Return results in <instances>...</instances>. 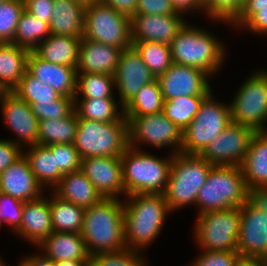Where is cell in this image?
Here are the masks:
<instances>
[{"label":"cell","mask_w":267,"mask_h":266,"mask_svg":"<svg viewBox=\"0 0 267 266\" xmlns=\"http://www.w3.org/2000/svg\"><path fill=\"white\" fill-rule=\"evenodd\" d=\"M78 127V117L73 110L67 117L39 121L38 144L74 143Z\"/></svg>","instance_id":"1f68e13d"},{"label":"cell","mask_w":267,"mask_h":266,"mask_svg":"<svg viewBox=\"0 0 267 266\" xmlns=\"http://www.w3.org/2000/svg\"><path fill=\"white\" fill-rule=\"evenodd\" d=\"M31 110L39 121L67 117L74 110V98L59 96L53 103H32Z\"/></svg>","instance_id":"ee69618b"},{"label":"cell","mask_w":267,"mask_h":266,"mask_svg":"<svg viewBox=\"0 0 267 266\" xmlns=\"http://www.w3.org/2000/svg\"><path fill=\"white\" fill-rule=\"evenodd\" d=\"M29 50L13 43H0V81L11 92L27 70Z\"/></svg>","instance_id":"f546056e"},{"label":"cell","mask_w":267,"mask_h":266,"mask_svg":"<svg viewBox=\"0 0 267 266\" xmlns=\"http://www.w3.org/2000/svg\"><path fill=\"white\" fill-rule=\"evenodd\" d=\"M83 37L121 50L129 48L131 18L102 2L87 5Z\"/></svg>","instance_id":"8fae6325"},{"label":"cell","mask_w":267,"mask_h":266,"mask_svg":"<svg viewBox=\"0 0 267 266\" xmlns=\"http://www.w3.org/2000/svg\"><path fill=\"white\" fill-rule=\"evenodd\" d=\"M2 224H3V223H2V221H1V216H0V227H1Z\"/></svg>","instance_id":"be15d7a7"},{"label":"cell","mask_w":267,"mask_h":266,"mask_svg":"<svg viewBox=\"0 0 267 266\" xmlns=\"http://www.w3.org/2000/svg\"><path fill=\"white\" fill-rule=\"evenodd\" d=\"M247 201L255 209L267 213V187L248 188Z\"/></svg>","instance_id":"816d5d0a"},{"label":"cell","mask_w":267,"mask_h":266,"mask_svg":"<svg viewBox=\"0 0 267 266\" xmlns=\"http://www.w3.org/2000/svg\"><path fill=\"white\" fill-rule=\"evenodd\" d=\"M217 38L212 32L186 22L170 44L172 62L199 68L212 77L222 68L227 54Z\"/></svg>","instance_id":"3957f363"},{"label":"cell","mask_w":267,"mask_h":266,"mask_svg":"<svg viewBox=\"0 0 267 266\" xmlns=\"http://www.w3.org/2000/svg\"><path fill=\"white\" fill-rule=\"evenodd\" d=\"M55 154L56 167L65 175L81 169V157L74 143L48 145Z\"/></svg>","instance_id":"f6af8a7d"},{"label":"cell","mask_w":267,"mask_h":266,"mask_svg":"<svg viewBox=\"0 0 267 266\" xmlns=\"http://www.w3.org/2000/svg\"><path fill=\"white\" fill-rule=\"evenodd\" d=\"M52 190L62 200L85 209L104 198L81 170L63 175Z\"/></svg>","instance_id":"484cf974"},{"label":"cell","mask_w":267,"mask_h":266,"mask_svg":"<svg viewBox=\"0 0 267 266\" xmlns=\"http://www.w3.org/2000/svg\"><path fill=\"white\" fill-rule=\"evenodd\" d=\"M25 10L47 23L52 18L54 0H24Z\"/></svg>","instance_id":"f907efd6"},{"label":"cell","mask_w":267,"mask_h":266,"mask_svg":"<svg viewBox=\"0 0 267 266\" xmlns=\"http://www.w3.org/2000/svg\"><path fill=\"white\" fill-rule=\"evenodd\" d=\"M171 0H138L136 14L166 15L176 14Z\"/></svg>","instance_id":"c3c4849f"},{"label":"cell","mask_w":267,"mask_h":266,"mask_svg":"<svg viewBox=\"0 0 267 266\" xmlns=\"http://www.w3.org/2000/svg\"><path fill=\"white\" fill-rule=\"evenodd\" d=\"M209 0H199V2L204 6Z\"/></svg>","instance_id":"94428289"},{"label":"cell","mask_w":267,"mask_h":266,"mask_svg":"<svg viewBox=\"0 0 267 266\" xmlns=\"http://www.w3.org/2000/svg\"><path fill=\"white\" fill-rule=\"evenodd\" d=\"M122 50L115 46L91 41L85 37L79 46L77 73H102L114 75Z\"/></svg>","instance_id":"603a6c76"},{"label":"cell","mask_w":267,"mask_h":266,"mask_svg":"<svg viewBox=\"0 0 267 266\" xmlns=\"http://www.w3.org/2000/svg\"><path fill=\"white\" fill-rule=\"evenodd\" d=\"M173 156L159 158L140 148L128 146L121 156L126 196L139 193L164 194Z\"/></svg>","instance_id":"277c9868"},{"label":"cell","mask_w":267,"mask_h":266,"mask_svg":"<svg viewBox=\"0 0 267 266\" xmlns=\"http://www.w3.org/2000/svg\"><path fill=\"white\" fill-rule=\"evenodd\" d=\"M124 239L130 250L142 252L160 235L171 209L164 194L139 193L124 198Z\"/></svg>","instance_id":"6da1fadb"},{"label":"cell","mask_w":267,"mask_h":266,"mask_svg":"<svg viewBox=\"0 0 267 266\" xmlns=\"http://www.w3.org/2000/svg\"><path fill=\"white\" fill-rule=\"evenodd\" d=\"M50 34L49 23L24 10L17 24L13 44L33 51Z\"/></svg>","instance_id":"e575fe53"},{"label":"cell","mask_w":267,"mask_h":266,"mask_svg":"<svg viewBox=\"0 0 267 266\" xmlns=\"http://www.w3.org/2000/svg\"><path fill=\"white\" fill-rule=\"evenodd\" d=\"M123 110L124 108L115 98H74V111L78 119H90L104 123L118 121L124 115Z\"/></svg>","instance_id":"d6a6232c"},{"label":"cell","mask_w":267,"mask_h":266,"mask_svg":"<svg viewBox=\"0 0 267 266\" xmlns=\"http://www.w3.org/2000/svg\"><path fill=\"white\" fill-rule=\"evenodd\" d=\"M86 6L76 0H54L49 29L53 35L82 39Z\"/></svg>","instance_id":"d4e9b609"},{"label":"cell","mask_w":267,"mask_h":266,"mask_svg":"<svg viewBox=\"0 0 267 266\" xmlns=\"http://www.w3.org/2000/svg\"><path fill=\"white\" fill-rule=\"evenodd\" d=\"M205 97L181 96L165 100L162 112L183 132L194 119Z\"/></svg>","instance_id":"8d00e7d4"},{"label":"cell","mask_w":267,"mask_h":266,"mask_svg":"<svg viewBox=\"0 0 267 266\" xmlns=\"http://www.w3.org/2000/svg\"><path fill=\"white\" fill-rule=\"evenodd\" d=\"M77 2H80L81 4L87 6L93 3H98L100 0H76Z\"/></svg>","instance_id":"91938a15"},{"label":"cell","mask_w":267,"mask_h":266,"mask_svg":"<svg viewBox=\"0 0 267 266\" xmlns=\"http://www.w3.org/2000/svg\"><path fill=\"white\" fill-rule=\"evenodd\" d=\"M18 266H55V262L41 252L22 259Z\"/></svg>","instance_id":"11a10c76"},{"label":"cell","mask_w":267,"mask_h":266,"mask_svg":"<svg viewBox=\"0 0 267 266\" xmlns=\"http://www.w3.org/2000/svg\"><path fill=\"white\" fill-rule=\"evenodd\" d=\"M240 207L199 214L194 237L199 248L210 251H237Z\"/></svg>","instance_id":"9c48e42d"},{"label":"cell","mask_w":267,"mask_h":266,"mask_svg":"<svg viewBox=\"0 0 267 266\" xmlns=\"http://www.w3.org/2000/svg\"><path fill=\"white\" fill-rule=\"evenodd\" d=\"M164 99L158 80L144 85L123 108L124 116H144L163 111Z\"/></svg>","instance_id":"836d02e7"},{"label":"cell","mask_w":267,"mask_h":266,"mask_svg":"<svg viewBox=\"0 0 267 266\" xmlns=\"http://www.w3.org/2000/svg\"><path fill=\"white\" fill-rule=\"evenodd\" d=\"M254 133L250 127L232 122L199 156L213 166H240Z\"/></svg>","instance_id":"4fadbf2b"},{"label":"cell","mask_w":267,"mask_h":266,"mask_svg":"<svg viewBox=\"0 0 267 266\" xmlns=\"http://www.w3.org/2000/svg\"><path fill=\"white\" fill-rule=\"evenodd\" d=\"M43 254L53 262L64 260L90 261L85 241L79 233H64L53 231L38 246Z\"/></svg>","instance_id":"cb8c5ba5"},{"label":"cell","mask_w":267,"mask_h":266,"mask_svg":"<svg viewBox=\"0 0 267 266\" xmlns=\"http://www.w3.org/2000/svg\"><path fill=\"white\" fill-rule=\"evenodd\" d=\"M125 117L128 120L130 147L138 149L142 142L160 149L166 146L173 147V155L181 153L183 132L163 112Z\"/></svg>","instance_id":"7c38bea8"},{"label":"cell","mask_w":267,"mask_h":266,"mask_svg":"<svg viewBox=\"0 0 267 266\" xmlns=\"http://www.w3.org/2000/svg\"><path fill=\"white\" fill-rule=\"evenodd\" d=\"M9 91L5 88V86L0 81V101Z\"/></svg>","instance_id":"680465c9"},{"label":"cell","mask_w":267,"mask_h":266,"mask_svg":"<svg viewBox=\"0 0 267 266\" xmlns=\"http://www.w3.org/2000/svg\"><path fill=\"white\" fill-rule=\"evenodd\" d=\"M27 147H29L27 152L25 150L23 154L27 158L37 182L44 189L46 186L53 189L64 175L56 167L55 154H52L48 146L36 144Z\"/></svg>","instance_id":"f1b7e54d"},{"label":"cell","mask_w":267,"mask_h":266,"mask_svg":"<svg viewBox=\"0 0 267 266\" xmlns=\"http://www.w3.org/2000/svg\"><path fill=\"white\" fill-rule=\"evenodd\" d=\"M259 35H267V0H244L242 12L232 24Z\"/></svg>","instance_id":"ab89813d"},{"label":"cell","mask_w":267,"mask_h":266,"mask_svg":"<svg viewBox=\"0 0 267 266\" xmlns=\"http://www.w3.org/2000/svg\"><path fill=\"white\" fill-rule=\"evenodd\" d=\"M235 266H267V259L240 257Z\"/></svg>","instance_id":"9f6ffc18"},{"label":"cell","mask_w":267,"mask_h":266,"mask_svg":"<svg viewBox=\"0 0 267 266\" xmlns=\"http://www.w3.org/2000/svg\"><path fill=\"white\" fill-rule=\"evenodd\" d=\"M0 266H7L5 262H3L2 258L0 257Z\"/></svg>","instance_id":"6125c7cd"},{"label":"cell","mask_w":267,"mask_h":266,"mask_svg":"<svg viewBox=\"0 0 267 266\" xmlns=\"http://www.w3.org/2000/svg\"><path fill=\"white\" fill-rule=\"evenodd\" d=\"M12 92L29 105L32 103H53V100L60 96L49 84L33 77L27 70Z\"/></svg>","instance_id":"f35d334b"},{"label":"cell","mask_w":267,"mask_h":266,"mask_svg":"<svg viewBox=\"0 0 267 266\" xmlns=\"http://www.w3.org/2000/svg\"><path fill=\"white\" fill-rule=\"evenodd\" d=\"M244 5V0H209L204 5V13L212 21L224 22L230 26L240 16Z\"/></svg>","instance_id":"7bdbcfd3"},{"label":"cell","mask_w":267,"mask_h":266,"mask_svg":"<svg viewBox=\"0 0 267 266\" xmlns=\"http://www.w3.org/2000/svg\"><path fill=\"white\" fill-rule=\"evenodd\" d=\"M24 202L0 193V216L2 223L8 224L15 232L21 225Z\"/></svg>","instance_id":"bcb514c9"},{"label":"cell","mask_w":267,"mask_h":266,"mask_svg":"<svg viewBox=\"0 0 267 266\" xmlns=\"http://www.w3.org/2000/svg\"><path fill=\"white\" fill-rule=\"evenodd\" d=\"M212 167L199 155L177 153L173 156L164 193L172 212L188 205H196L198 192Z\"/></svg>","instance_id":"52a82bcc"},{"label":"cell","mask_w":267,"mask_h":266,"mask_svg":"<svg viewBox=\"0 0 267 266\" xmlns=\"http://www.w3.org/2000/svg\"><path fill=\"white\" fill-rule=\"evenodd\" d=\"M240 167L248 188L267 187V131L254 133Z\"/></svg>","instance_id":"4316f807"},{"label":"cell","mask_w":267,"mask_h":266,"mask_svg":"<svg viewBox=\"0 0 267 266\" xmlns=\"http://www.w3.org/2000/svg\"><path fill=\"white\" fill-rule=\"evenodd\" d=\"M81 39L50 34L33 51L50 63L76 67Z\"/></svg>","instance_id":"83f0119b"},{"label":"cell","mask_w":267,"mask_h":266,"mask_svg":"<svg viewBox=\"0 0 267 266\" xmlns=\"http://www.w3.org/2000/svg\"><path fill=\"white\" fill-rule=\"evenodd\" d=\"M212 93L203 99L199 111L182 133L183 154L199 155L232 123L230 104L217 101Z\"/></svg>","instance_id":"ba28073f"},{"label":"cell","mask_w":267,"mask_h":266,"mask_svg":"<svg viewBox=\"0 0 267 266\" xmlns=\"http://www.w3.org/2000/svg\"><path fill=\"white\" fill-rule=\"evenodd\" d=\"M74 146L81 159L87 157H121L129 146L128 120L99 122L78 119Z\"/></svg>","instance_id":"8992f818"},{"label":"cell","mask_w":267,"mask_h":266,"mask_svg":"<svg viewBox=\"0 0 267 266\" xmlns=\"http://www.w3.org/2000/svg\"><path fill=\"white\" fill-rule=\"evenodd\" d=\"M100 2L132 18L136 14L138 0H100Z\"/></svg>","instance_id":"f5cc1de1"},{"label":"cell","mask_w":267,"mask_h":266,"mask_svg":"<svg viewBox=\"0 0 267 266\" xmlns=\"http://www.w3.org/2000/svg\"><path fill=\"white\" fill-rule=\"evenodd\" d=\"M49 198L53 231L79 233L83 229L85 208L62 200L54 193Z\"/></svg>","instance_id":"4dcf8cb0"},{"label":"cell","mask_w":267,"mask_h":266,"mask_svg":"<svg viewBox=\"0 0 267 266\" xmlns=\"http://www.w3.org/2000/svg\"><path fill=\"white\" fill-rule=\"evenodd\" d=\"M80 170L104 198L126 196L121 157H87L81 160Z\"/></svg>","instance_id":"d6986e66"},{"label":"cell","mask_w":267,"mask_h":266,"mask_svg":"<svg viewBox=\"0 0 267 266\" xmlns=\"http://www.w3.org/2000/svg\"><path fill=\"white\" fill-rule=\"evenodd\" d=\"M22 150L25 149L12 142L11 139L0 140V173L23 155Z\"/></svg>","instance_id":"681fc988"},{"label":"cell","mask_w":267,"mask_h":266,"mask_svg":"<svg viewBox=\"0 0 267 266\" xmlns=\"http://www.w3.org/2000/svg\"><path fill=\"white\" fill-rule=\"evenodd\" d=\"M247 195L248 187L240 166H213L196 198L198 215L241 207Z\"/></svg>","instance_id":"5b68a950"},{"label":"cell","mask_w":267,"mask_h":266,"mask_svg":"<svg viewBox=\"0 0 267 266\" xmlns=\"http://www.w3.org/2000/svg\"><path fill=\"white\" fill-rule=\"evenodd\" d=\"M27 71L45 84H49L61 96L75 98L76 67L50 63L30 51L27 57Z\"/></svg>","instance_id":"44dd1931"},{"label":"cell","mask_w":267,"mask_h":266,"mask_svg":"<svg viewBox=\"0 0 267 266\" xmlns=\"http://www.w3.org/2000/svg\"><path fill=\"white\" fill-rule=\"evenodd\" d=\"M114 87V75L102 73H77L75 98H79V96L84 99L114 98Z\"/></svg>","instance_id":"d590c367"},{"label":"cell","mask_w":267,"mask_h":266,"mask_svg":"<svg viewBox=\"0 0 267 266\" xmlns=\"http://www.w3.org/2000/svg\"><path fill=\"white\" fill-rule=\"evenodd\" d=\"M142 252L128 248L117 252H103L91 255L90 266H148Z\"/></svg>","instance_id":"b9f144b4"},{"label":"cell","mask_w":267,"mask_h":266,"mask_svg":"<svg viewBox=\"0 0 267 266\" xmlns=\"http://www.w3.org/2000/svg\"><path fill=\"white\" fill-rule=\"evenodd\" d=\"M24 10V0H6L0 3V43H13Z\"/></svg>","instance_id":"60d3db41"},{"label":"cell","mask_w":267,"mask_h":266,"mask_svg":"<svg viewBox=\"0 0 267 266\" xmlns=\"http://www.w3.org/2000/svg\"><path fill=\"white\" fill-rule=\"evenodd\" d=\"M24 202L21 225L14 232L33 246H38L52 232V217L48 197Z\"/></svg>","instance_id":"7402d4cb"},{"label":"cell","mask_w":267,"mask_h":266,"mask_svg":"<svg viewBox=\"0 0 267 266\" xmlns=\"http://www.w3.org/2000/svg\"><path fill=\"white\" fill-rule=\"evenodd\" d=\"M257 71L241 84L230 102L232 122L255 132L267 131V70Z\"/></svg>","instance_id":"30bf717a"},{"label":"cell","mask_w":267,"mask_h":266,"mask_svg":"<svg viewBox=\"0 0 267 266\" xmlns=\"http://www.w3.org/2000/svg\"><path fill=\"white\" fill-rule=\"evenodd\" d=\"M201 251L190 266H235L241 257L237 251Z\"/></svg>","instance_id":"7dc6e473"},{"label":"cell","mask_w":267,"mask_h":266,"mask_svg":"<svg viewBox=\"0 0 267 266\" xmlns=\"http://www.w3.org/2000/svg\"><path fill=\"white\" fill-rule=\"evenodd\" d=\"M132 46L156 78L166 72L173 63L168 44L147 41L132 43Z\"/></svg>","instance_id":"74e56055"},{"label":"cell","mask_w":267,"mask_h":266,"mask_svg":"<svg viewBox=\"0 0 267 266\" xmlns=\"http://www.w3.org/2000/svg\"><path fill=\"white\" fill-rule=\"evenodd\" d=\"M156 79L133 46L120 52L114 81L122 107L133 99L144 85Z\"/></svg>","instance_id":"9a60e30c"},{"label":"cell","mask_w":267,"mask_h":266,"mask_svg":"<svg viewBox=\"0 0 267 266\" xmlns=\"http://www.w3.org/2000/svg\"><path fill=\"white\" fill-rule=\"evenodd\" d=\"M183 14H135L131 18V43L158 42L170 45L186 23Z\"/></svg>","instance_id":"ac0fdd59"},{"label":"cell","mask_w":267,"mask_h":266,"mask_svg":"<svg viewBox=\"0 0 267 266\" xmlns=\"http://www.w3.org/2000/svg\"><path fill=\"white\" fill-rule=\"evenodd\" d=\"M81 235L90 255L126 249L123 200L103 198L86 208Z\"/></svg>","instance_id":"7a4b0ae2"},{"label":"cell","mask_w":267,"mask_h":266,"mask_svg":"<svg viewBox=\"0 0 267 266\" xmlns=\"http://www.w3.org/2000/svg\"><path fill=\"white\" fill-rule=\"evenodd\" d=\"M0 104L4 123L19 136L16 141H11L23 149L38 144L39 120L32 112L31 106L12 91L3 97Z\"/></svg>","instance_id":"e0dca14e"},{"label":"cell","mask_w":267,"mask_h":266,"mask_svg":"<svg viewBox=\"0 0 267 266\" xmlns=\"http://www.w3.org/2000/svg\"><path fill=\"white\" fill-rule=\"evenodd\" d=\"M43 189L24 154L0 173V193L21 202L40 198L44 194Z\"/></svg>","instance_id":"ffe728a7"},{"label":"cell","mask_w":267,"mask_h":266,"mask_svg":"<svg viewBox=\"0 0 267 266\" xmlns=\"http://www.w3.org/2000/svg\"><path fill=\"white\" fill-rule=\"evenodd\" d=\"M55 266H90V261L64 260L60 262H55Z\"/></svg>","instance_id":"6f0895ef"},{"label":"cell","mask_w":267,"mask_h":266,"mask_svg":"<svg viewBox=\"0 0 267 266\" xmlns=\"http://www.w3.org/2000/svg\"><path fill=\"white\" fill-rule=\"evenodd\" d=\"M240 213L237 252L241 257L267 259V213L248 201L240 207Z\"/></svg>","instance_id":"2e32d148"},{"label":"cell","mask_w":267,"mask_h":266,"mask_svg":"<svg viewBox=\"0 0 267 266\" xmlns=\"http://www.w3.org/2000/svg\"><path fill=\"white\" fill-rule=\"evenodd\" d=\"M171 3L175 10L180 13H186L200 10L204 14V6L199 2V0H171Z\"/></svg>","instance_id":"db71d44e"},{"label":"cell","mask_w":267,"mask_h":266,"mask_svg":"<svg viewBox=\"0 0 267 266\" xmlns=\"http://www.w3.org/2000/svg\"><path fill=\"white\" fill-rule=\"evenodd\" d=\"M209 78L199 68L172 63L157 80L165 101L181 96H207L212 91Z\"/></svg>","instance_id":"5bb4252c"}]
</instances>
